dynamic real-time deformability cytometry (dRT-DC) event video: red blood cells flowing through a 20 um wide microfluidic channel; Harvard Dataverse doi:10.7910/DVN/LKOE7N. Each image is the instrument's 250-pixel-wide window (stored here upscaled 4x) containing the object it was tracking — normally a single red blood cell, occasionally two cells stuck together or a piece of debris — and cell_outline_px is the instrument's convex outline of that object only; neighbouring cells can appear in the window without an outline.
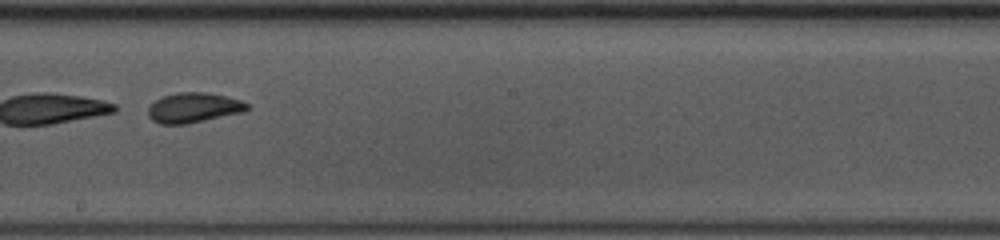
{"species": "common noctule bat (a hibernating species)", "species_latin": "Nyctalus noctula", "temperature_condition": "warm", "stored_images_in_passage": 34, "camera_frame_rate_fps": 3000, "um_per_image_px": 0.085, "animal": {"sex": "female", "body_mass_g": 10.0, "forearm_length_mm": 53.1}, "frame": {"image": 1, "passage_image": 15, "time_ms": 4.667, "image_size_px": [1000, 240], "cell_outline_px": [[248, 108], [244, 112], [184, 124], [160, 124], [152, 120], [148, 116], [148, 108], [160, 96], [180, 92], [208, 92], [240, 100], [248, 104]], "centroid_in_image_um": [16.43, 9.15], "position_along_channel_um": 231.8, "area_um2": 17.17}, "authors_computed_cell_mechanics": {"area_um2": 17.2244, "velocity_mm_per_s": 4.2943, "shape_relaxation_time_tau1_ms": 0.6701, "shape_relaxation_time_tau2_ms": 1.3575, "deformation_change_tau1": 0.2846, "deformation_change_tau2": 0.0766}}